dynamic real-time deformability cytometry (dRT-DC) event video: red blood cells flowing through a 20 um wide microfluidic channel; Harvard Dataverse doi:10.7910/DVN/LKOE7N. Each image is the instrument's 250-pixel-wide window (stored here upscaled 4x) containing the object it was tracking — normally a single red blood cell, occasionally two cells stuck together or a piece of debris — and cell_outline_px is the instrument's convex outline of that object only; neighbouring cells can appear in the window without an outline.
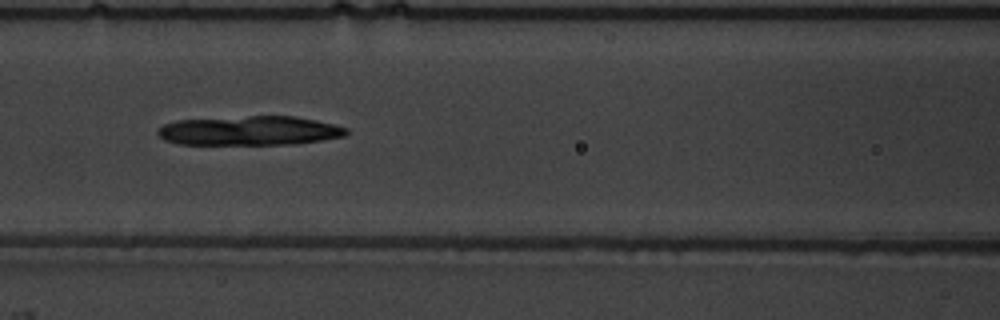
{"species": "common noctule bat (a hibernating species)", "species_latin": "Nyctalus noctula", "temperature_condition": "warm", "stored_images_in_passage": 56, "camera_frame_rate_fps": 3000, "um_per_image_px": 0.085, "animal": {"sex": "male", "body_mass_g": 19.5, "forearm_length_mm": 54.6}, "frame": {"image": 1, "passage_image": 26, "time_ms": 8.333, "image_size_px": [1000, 320], "cell_outline_px": [[348, 132], [344, 136], [296, 144], [180, 144], [164, 140], [156, 132], [164, 124], [176, 120], [248, 116], [296, 116], [316, 120], [348, 128]], "centroid_in_image_um": [21.21, 11.1], "position_along_channel_um": 145.4, "area_um2": 32.08}}
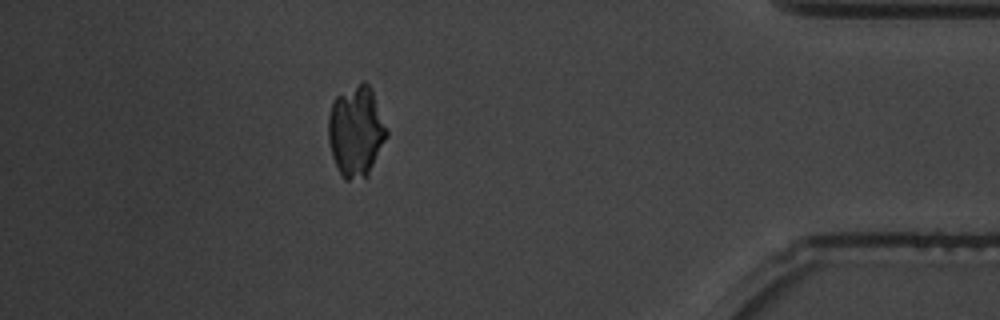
{"frame": {"image": 2, "passage_image": 50, "time_ms": 16.333, "image_size_px": [1000, 320], "cell_outline_px": [[388, 136], [368, 176], [348, 180], [344, 180], [332, 156], [328, 140], [328, 116], [332, 100], [336, 96], [364, 80], [372, 88], [388, 132]], "centroid_in_image_um": [30.26, 11.14], "position_along_channel_um": 404.9, "area_um2": 30.98}}